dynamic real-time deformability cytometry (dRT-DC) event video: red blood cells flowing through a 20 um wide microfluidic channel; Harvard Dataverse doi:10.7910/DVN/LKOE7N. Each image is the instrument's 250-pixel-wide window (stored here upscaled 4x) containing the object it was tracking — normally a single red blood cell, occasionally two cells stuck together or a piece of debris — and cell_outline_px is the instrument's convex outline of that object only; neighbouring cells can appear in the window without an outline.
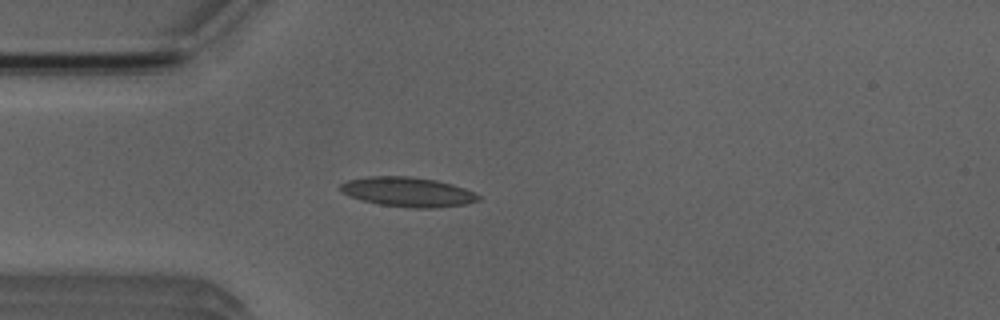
{"species": "Egyptian fruit bat (a non-hibernating species)", "species_latin": "Rousettus aegyptiacus", "temperature_condition": "room temperature", "stored_images_in_passage": 3, "camera_frame_rate_fps": 3000, "um_per_image_px": 0.085, "animal": {"sex": "male"}, "frame": {"image": 1, "passage_image": 3, "time_ms": 2.333, "image_size_px": [1000, 320], "cell_outline_px": [[480, 200], [468, 204], [436, 208], [408, 208], [380, 204], [360, 200], [348, 196], [340, 192], [340, 184], [348, 180], [368, 176], [408, 176], [436, 180], [452, 184], [476, 192], [480, 196]], "centroid_in_image_um": [34.67, 16.32], "position_along_channel_um": 50.3, "area_um2": 24.1}}